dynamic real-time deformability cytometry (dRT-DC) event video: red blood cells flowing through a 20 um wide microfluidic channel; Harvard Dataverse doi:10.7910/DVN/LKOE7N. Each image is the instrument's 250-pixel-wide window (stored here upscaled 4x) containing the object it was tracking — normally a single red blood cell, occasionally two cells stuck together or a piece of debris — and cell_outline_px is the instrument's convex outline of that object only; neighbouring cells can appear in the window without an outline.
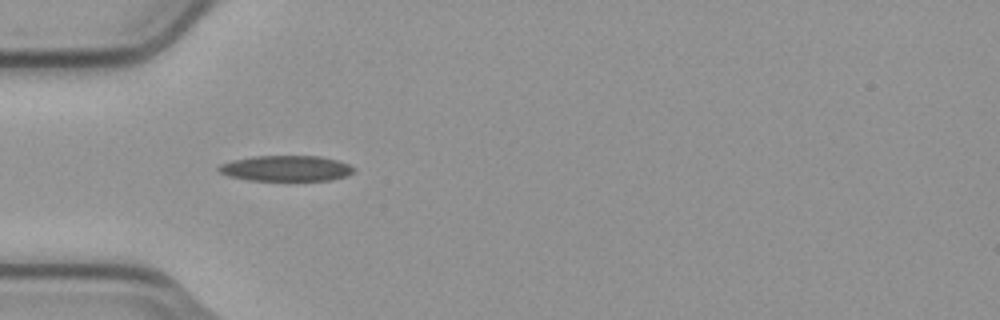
{"species": "common noctule bat (a hibernating species)", "species_latin": "Nyctalus noctula", "temperature_condition": "cold", "stored_images_in_passage": 5, "camera_frame_rate_fps": 3000, "um_per_image_px": 0.085, "animal": {"sex": "male", "body_mass_g": 23.1, "forearm_length_mm": 52.7}, "frame": {"image": 1, "passage_image": 4, "time_ms": 1.0, "image_size_px": [1000, 320], "cell_outline_px": [[356, 168], [352, 172], [344, 176], [328, 180], [252, 180], [228, 176], [220, 172], [216, 168], [220, 164], [232, 160], [252, 156], [320, 156], [336, 160], [348, 164]], "centroid_in_image_um": [24.28, 14.3], "position_along_channel_um": 60.7, "area_um2": 20.0}}
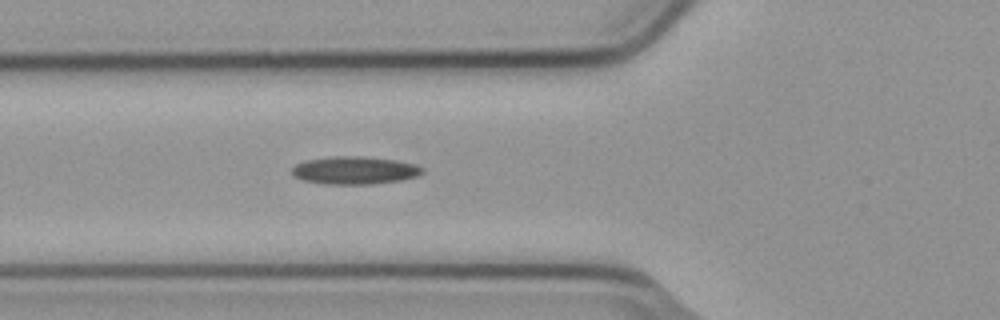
{"frame": {"image": 2, "passage_image": 5, "time_ms": 1.333, "image_size_px": [1000, 320], "cell_outline_px": [[424, 172], [416, 176], [400, 180], [372, 184], [324, 184], [304, 180], [292, 176], [292, 168], [296, 164], [304, 160], [332, 156], [364, 156], [392, 160], [412, 164], [424, 168]], "centroid_in_image_um": [30.09, 14.48], "position_along_channel_um": 95.7, "area_um2": 21.04}}